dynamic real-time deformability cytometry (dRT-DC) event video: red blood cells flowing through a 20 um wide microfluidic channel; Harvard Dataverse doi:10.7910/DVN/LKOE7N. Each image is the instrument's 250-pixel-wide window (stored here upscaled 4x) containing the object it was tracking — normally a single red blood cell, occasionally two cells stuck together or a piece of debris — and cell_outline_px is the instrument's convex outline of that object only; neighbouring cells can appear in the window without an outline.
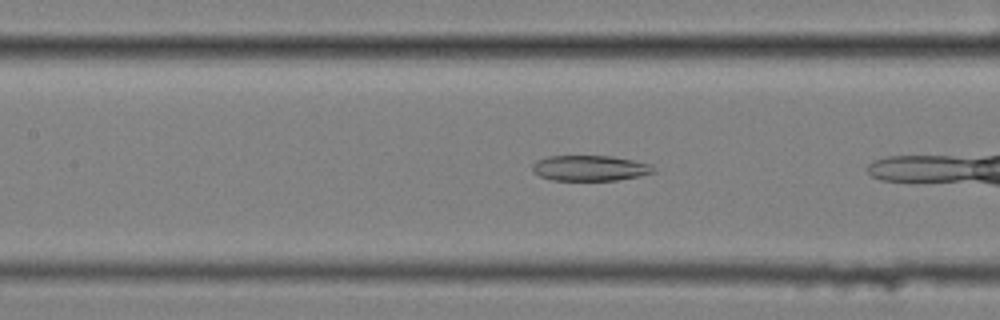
{"species": "common noctule bat (a hibernating species)", "species_latin": "Nyctalus noctula", "temperature_condition": "cold", "stored_images_in_passage": 17, "camera_frame_rate_fps": 3000, "um_per_image_px": 0.085, "animal": {"sex": "female", "body_mass_g": 25.1}, "frame": {"image": 1, "passage_image": 8, "time_ms": 2.333, "image_size_px": [1000, 320], "cell_outline_px": [[656, 172], [640, 176], [616, 180], [552, 180], [540, 176], [532, 172], [532, 164], [536, 160], [548, 156], [612, 156], [652, 164], [656, 168]], "centroid_in_image_um": [50.16, 14.29], "position_along_channel_um": 157.2, "area_um2": 18.15}}
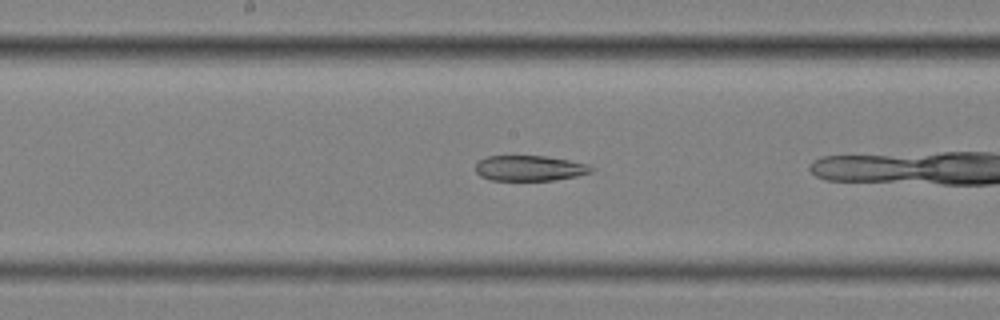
{"frame": {"image": 2, "passage_image": 12, "time_ms": 3.667, "image_size_px": [1000, 320], "cell_outline_px": [[596, 168], [592, 172], [576, 176], [556, 180], [492, 180], [480, 176], [476, 172], [476, 164], [480, 160], [488, 156], [548, 156], [588, 164]], "centroid_in_image_um": [45.05, 14.29], "position_along_channel_um": 203.1, "area_um2": 17.17}}
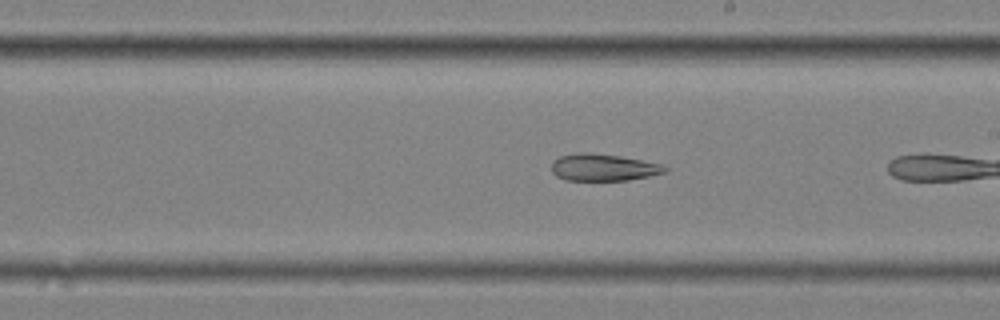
{"frame": {"image": 3, "passage_image": 15, "time_ms": 4.667, "image_size_px": [1000, 320], "cell_outline_px": [[668, 168], [664, 172], [648, 176], [628, 180], [564, 180], [556, 176], [552, 172], [552, 160], [560, 156], [576, 152], [588, 152], [620, 156], [660, 164]], "centroid_in_image_um": [51.21, 14.22], "position_along_channel_um": 237.8, "area_um2": 17.74}}